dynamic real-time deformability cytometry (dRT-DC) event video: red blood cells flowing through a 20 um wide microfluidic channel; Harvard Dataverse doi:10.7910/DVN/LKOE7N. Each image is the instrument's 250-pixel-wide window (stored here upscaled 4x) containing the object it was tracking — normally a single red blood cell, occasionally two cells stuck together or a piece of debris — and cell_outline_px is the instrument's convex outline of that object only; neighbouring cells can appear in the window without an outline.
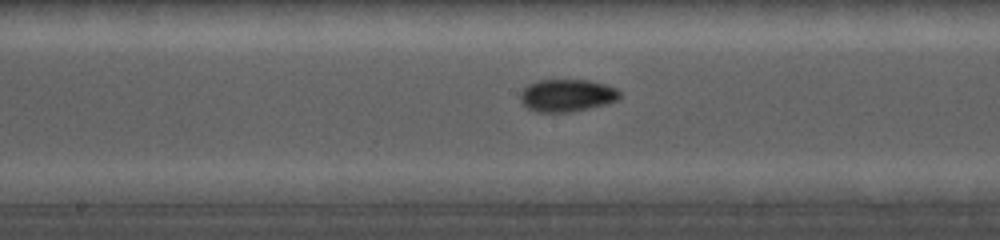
{"species": "common noctule bat (a hibernating species)", "species_latin": "Nyctalus noctula", "temperature_condition": "cold", "stored_images_in_passage": 25, "camera_frame_rate_fps": 5000, "um_per_image_px": 0.085, "animal": {"sex": "female", "body_mass_g": 19.0, "forearm_length_mm": 56.7}, "frame": {"image": 1, "passage_image": 17, "time_ms": 8.8, "image_size_px": [1000, 240], "cell_outline_px": [[620, 96], [616, 100], [604, 104], [572, 112], [536, 112], [528, 108], [520, 100], [520, 92], [528, 84], [536, 80], [588, 80], [604, 84], [616, 88], [620, 92]], "centroid_in_image_um": [48.15, 8.1], "position_along_channel_um": 200.0, "area_um2": 18.73}}
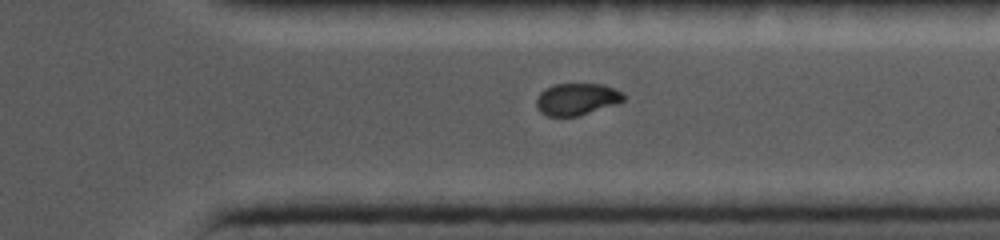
{"frame": {"image": 2, "passage_image": 25, "time_ms": 13.0, "image_size_px": [1000, 240], "cell_outline_px": [[624, 100], [576, 116], [548, 116], [540, 112], [536, 104], [536, 96], [544, 88], [556, 84], [604, 84], [624, 92]], "centroid_in_image_um": [48.98, 8.4], "position_along_channel_um": 362.4, "area_um2": 16.01}}